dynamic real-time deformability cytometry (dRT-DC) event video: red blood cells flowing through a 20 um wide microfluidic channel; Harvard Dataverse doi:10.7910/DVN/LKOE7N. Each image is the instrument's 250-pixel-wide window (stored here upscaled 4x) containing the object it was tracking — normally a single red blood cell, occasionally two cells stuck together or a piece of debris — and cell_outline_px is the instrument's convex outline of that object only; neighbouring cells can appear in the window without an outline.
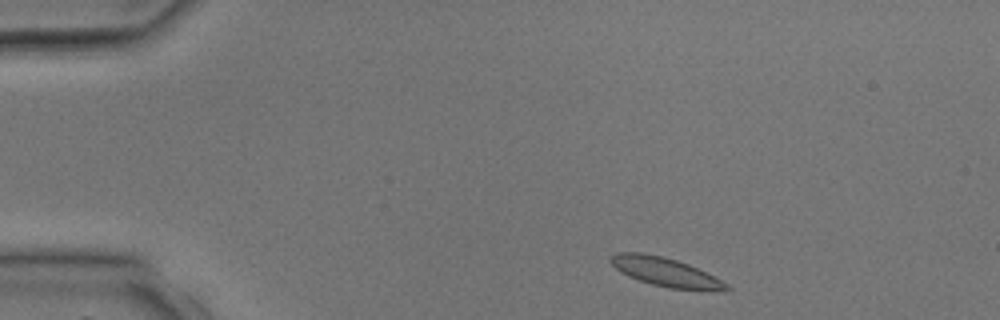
{"species": "common noctule bat (a hibernating species)", "species_latin": "Nyctalus noctula", "temperature_condition": "room temperature", "stored_images_in_passage": 2, "camera_frame_rate_fps": 3000, "um_per_image_px": 0.085, "animal": {"sex": "male", "body_mass_g": 17.9, "forearm_length_mm": 54.2}, "frame": {"image": 1, "passage_image": 1, "time_ms": 0.0, "image_size_px": [1000, 320], "cell_outline_px": [[732, 288], [668, 288], [652, 284], [628, 276], [620, 272], [608, 260], [616, 252], [644, 252], [676, 260], [688, 264], [728, 284]], "centroid_in_image_um": [56.4, 23.06], "position_along_channel_um": 28.6, "area_um2": 18.55}}